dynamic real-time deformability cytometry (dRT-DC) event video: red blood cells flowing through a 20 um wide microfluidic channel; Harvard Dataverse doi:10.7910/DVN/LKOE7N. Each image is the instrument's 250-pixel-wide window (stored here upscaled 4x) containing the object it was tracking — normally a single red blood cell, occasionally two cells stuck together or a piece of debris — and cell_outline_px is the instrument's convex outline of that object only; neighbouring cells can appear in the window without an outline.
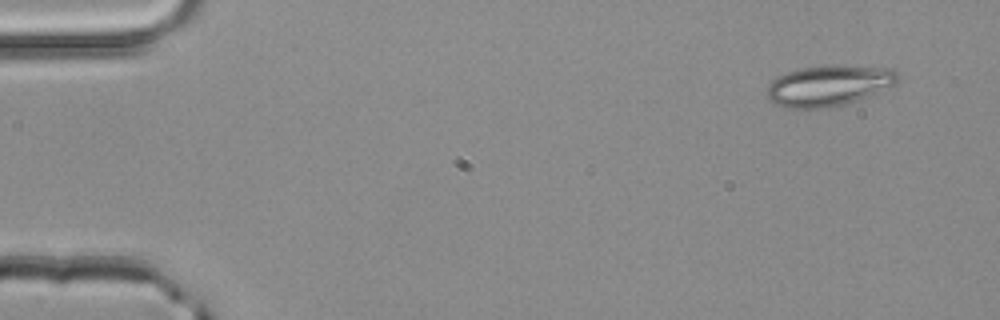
{"species": "common noctule bat (a hibernating species)", "species_latin": "Nyctalus noctula", "temperature_condition": "room temperature", "stored_images_in_passage": 3, "camera_frame_rate_fps": 3000, "um_per_image_px": 0.085, "animal": {"sex": "male", "body_mass_g": 20.4}, "frame": {"image": 1, "passage_image": 1, "time_ms": 0.0, "image_size_px": [1000, 320], "cell_outline_px": [[900, 80], [896, 84], [868, 96], [844, 104], [828, 108], [784, 108], [772, 104], [768, 100], [768, 84], [776, 76], [788, 72], [804, 68], [824, 64], [836, 64], [892, 68], [900, 72]], "centroid_in_image_um": [70.46, 7.26], "position_along_channel_um": 14.5, "area_um2": 31.67}}